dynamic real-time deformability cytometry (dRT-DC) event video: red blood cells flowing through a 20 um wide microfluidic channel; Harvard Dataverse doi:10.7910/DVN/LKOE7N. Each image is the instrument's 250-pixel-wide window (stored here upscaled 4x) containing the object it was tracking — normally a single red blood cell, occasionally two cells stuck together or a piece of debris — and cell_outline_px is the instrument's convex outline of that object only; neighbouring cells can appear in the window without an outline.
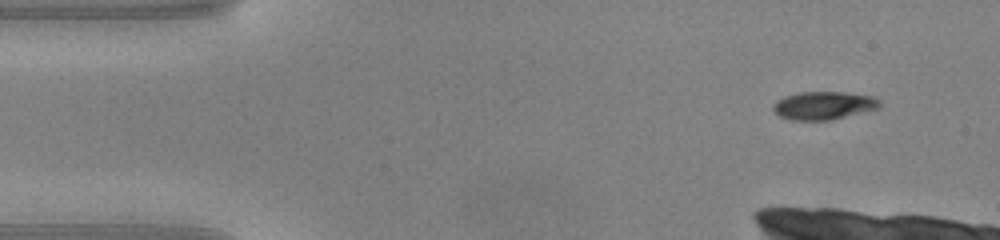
{"species": "common noctule bat (a hibernating species)", "species_latin": "Nyctalus noctula", "temperature_condition": "warm", "stored_images_in_passage": 10, "camera_frame_rate_fps": 3000, "um_per_image_px": 0.085, "animal": {"sex": "male", "body_mass_g": 20.0, "forearm_length_mm": 53.3}, "frame": {"image": 1, "passage_image": 1, "time_ms": 0.0, "image_size_px": [1000, 240], "cell_outline_px": [[880, 108], [832, 120], [792, 120], [780, 116], [772, 108], [772, 104], [776, 100], [784, 96], [800, 92], [844, 92], [872, 96], [880, 100]], "centroid_in_image_um": [70.01, 8.96], "position_along_channel_um": 15.0, "area_um2": 17.51}}
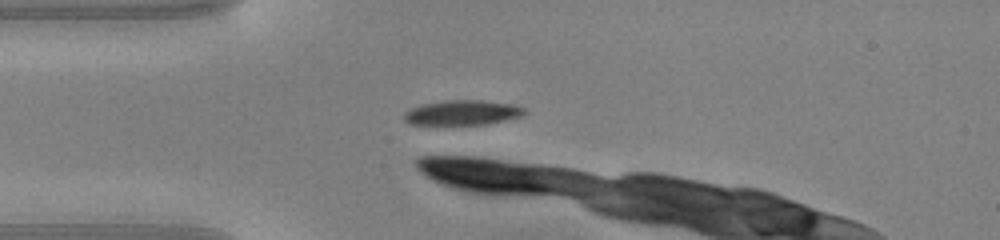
{"frame": {"image": 2, "passage_image": 9, "time_ms": 2.667, "image_size_px": [1000, 240], "cell_outline_px": [[524, 112], [520, 116], [484, 124], [412, 124], [404, 120], [404, 112], [420, 104], [444, 100], [480, 100], [512, 104], [524, 108]], "centroid_in_image_um": [39.24, 9.56], "position_along_channel_um": 45.8, "area_um2": 17.11}}